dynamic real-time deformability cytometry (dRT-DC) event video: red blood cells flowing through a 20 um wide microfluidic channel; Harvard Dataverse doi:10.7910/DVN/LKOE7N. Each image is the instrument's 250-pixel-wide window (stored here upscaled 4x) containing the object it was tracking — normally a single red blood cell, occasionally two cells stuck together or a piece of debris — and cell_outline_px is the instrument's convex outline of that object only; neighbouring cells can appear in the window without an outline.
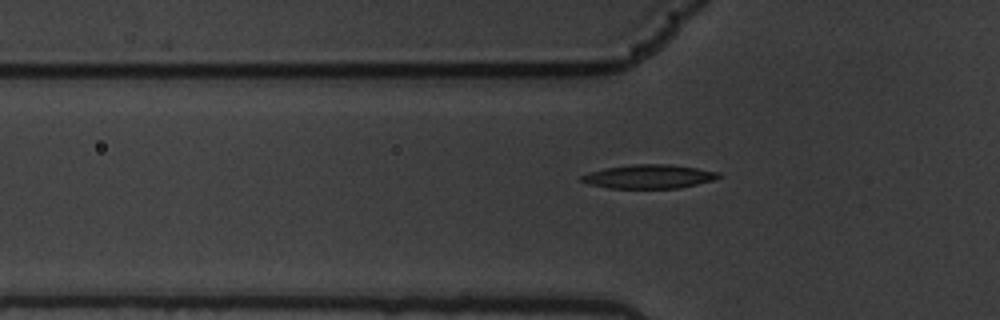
{"species": "common noctule bat (a hibernating species)", "species_latin": "Nyctalus noctula", "temperature_condition": "warm", "stored_images_in_passage": 45, "camera_frame_rate_fps": 3000, "um_per_image_px": 0.085, "animal": {"sex": "male", "body_mass_g": 19.5, "forearm_length_mm": 54.6}, "frame": {"image": 1, "passage_image": 7, "time_ms": 2.0, "image_size_px": [1000, 320], "cell_outline_px": [[724, 176], [712, 180], [680, 188], [608, 188], [588, 184], [580, 180], [580, 176], [588, 172], [604, 168], [632, 164], [672, 164], [720, 172]], "centroid_in_image_um": [55.15, 15.0], "position_along_channel_um": 70.6, "area_um2": 19.19}}
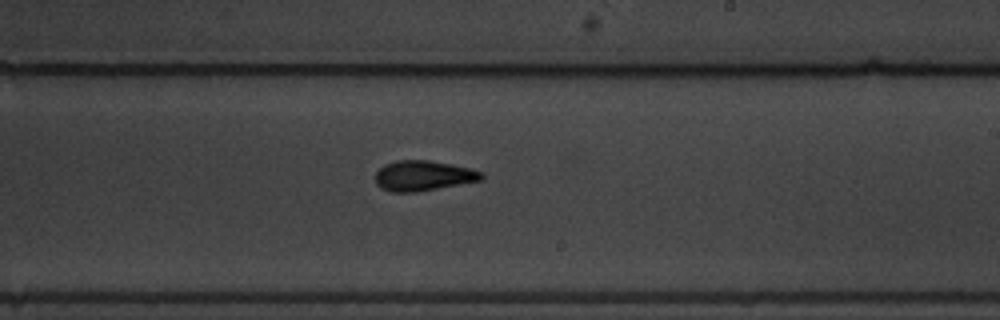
{"frame": {"image": 2, "passage_image": 23, "time_ms": 7.333, "image_size_px": [1000, 320], "cell_outline_px": [[484, 176], [480, 180], [416, 192], [392, 192], [380, 188], [376, 184], [376, 172], [384, 164], [396, 160], [428, 160], [452, 164], [484, 172]], "centroid_in_image_um": [35.94, 14.93], "position_along_channel_um": 253.1, "area_um2": 18.61}}
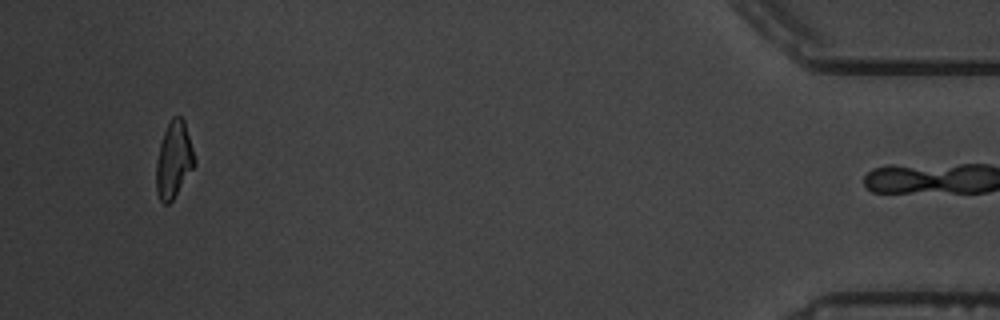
{"frame": {"image": 3, "passage_image": 44, "time_ms": 14.333, "image_size_px": [1000, 320], "cell_outline_px": [[196, 164], [172, 200], [168, 204], [164, 204], [160, 200], [156, 192], [156, 160], [160, 144], [164, 132], [172, 116], [180, 116], [184, 120], [196, 160]], "centroid_in_image_um": [14.77, 13.59], "position_along_channel_um": 420.4, "area_um2": 16.99}, "authors_computed_cell_mechanics": {"area_um2": 18.496, "velocity_mm_per_s": 3.4198, "shape_relaxation_time_tau1_ms": 3.1284, "shape_relaxation_time_tau2_ms": 1.8823, "deformation_change_tau1": 0.1595, "deformation_change_tau2": 0.0814}}